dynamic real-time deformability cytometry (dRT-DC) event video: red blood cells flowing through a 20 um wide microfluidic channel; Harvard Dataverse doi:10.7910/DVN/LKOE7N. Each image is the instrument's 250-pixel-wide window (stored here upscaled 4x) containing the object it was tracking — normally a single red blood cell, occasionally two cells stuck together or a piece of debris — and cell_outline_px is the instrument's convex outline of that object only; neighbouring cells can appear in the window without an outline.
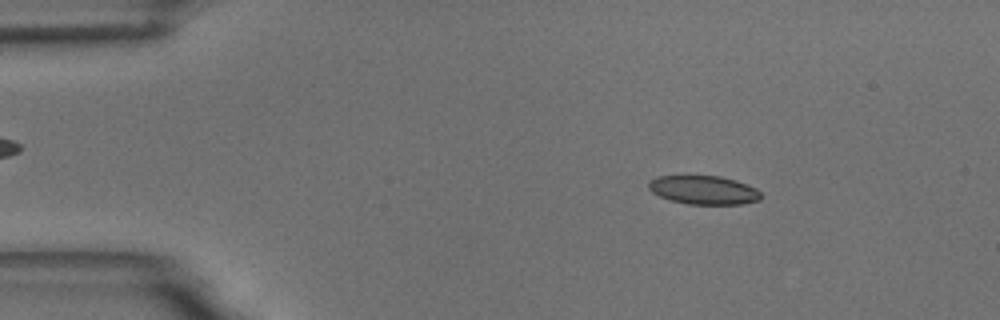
{"species": "common noctule bat (a hibernating species)", "species_latin": "Nyctalus noctula", "temperature_condition": "room temperature", "stored_images_in_passage": 55, "camera_frame_rate_fps": 3000, "um_per_image_px": 0.085, "animal": {"sex": "male", "body_mass_g": 18.8}, "frame": {"image": 1, "passage_image": 8, "time_ms": 2.333, "image_size_px": [1000, 320], "cell_outline_px": [[760, 200], [740, 204], [688, 204], [668, 200], [652, 192], [648, 188], [648, 180], [656, 176], [720, 176], [736, 180], [756, 188], [760, 192]], "centroid_in_image_um": [59.78, 16.15], "position_along_channel_um": 25.2, "area_um2": 18.84}}
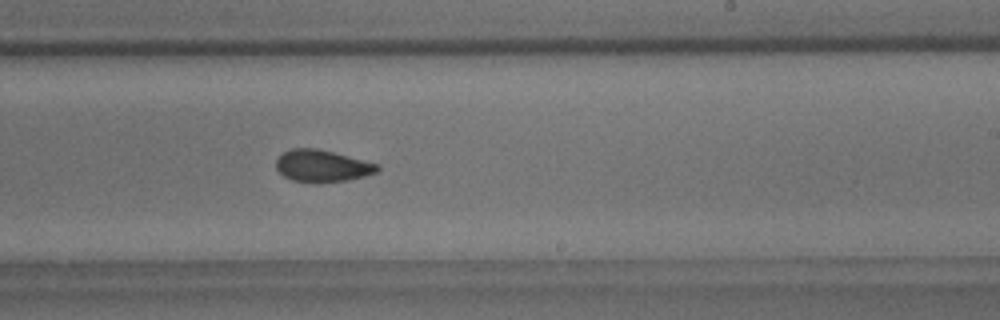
{"frame": {"image": 2, "passage_image": 33, "time_ms": 10.667, "image_size_px": [1000, 320], "cell_outline_px": [[380, 168], [376, 172], [364, 176], [348, 180], [292, 180], [284, 176], [276, 168], [276, 160], [284, 152], [292, 148], [316, 148], [380, 164]], "centroid_in_image_um": [27.4, 14.06], "position_along_channel_um": 261.6, "area_um2": 18.15}}
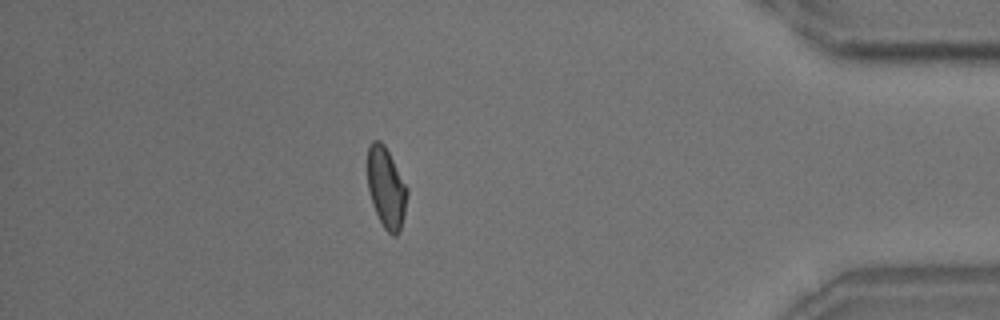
{"frame": {"image": 3, "passage_image": 48, "time_ms": 15.667, "image_size_px": [1000, 320], "cell_outline_px": [[408, 192], [400, 232], [396, 236], [392, 236], [384, 228], [372, 204], [368, 188], [368, 148], [372, 140], [380, 140], [384, 144], [408, 188]], "centroid_in_image_um": [32.83, 15.96], "position_along_channel_um": 402.4, "area_um2": 18.5}, "authors_computed_cell_mechanics": {"area_um2": 19.2474, "velocity_mm_per_s": 3.6425, "shape_relaxation_time_tau1_ms": 7.998, "shape_relaxation_time_tau2_ms": 1.6824, "deformation_change_tau1": 0.1539, "deformation_change_tau2": 0.0662}}